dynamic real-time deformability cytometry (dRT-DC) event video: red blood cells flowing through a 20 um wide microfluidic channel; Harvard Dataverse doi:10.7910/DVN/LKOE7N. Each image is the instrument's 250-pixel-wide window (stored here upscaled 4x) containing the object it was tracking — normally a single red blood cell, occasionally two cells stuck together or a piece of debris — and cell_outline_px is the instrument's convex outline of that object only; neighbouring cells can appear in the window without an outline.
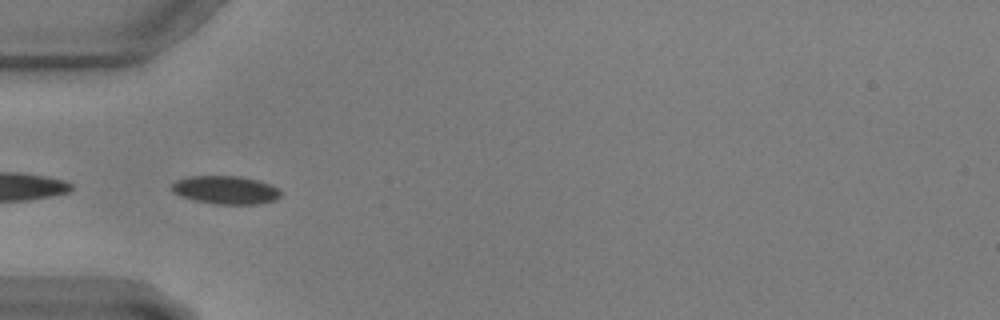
{"species": "common noctule bat (a hibernating species)", "species_latin": "Nyctalus noctula", "temperature_condition": "warm", "stored_images_in_passage": 32, "camera_frame_rate_fps": 3000, "um_per_image_px": 0.085, "animal": {"sex": "male", "body_mass_g": 17.9, "forearm_length_mm": 54.2}, "frame": {"image": 1, "passage_image": 1, "time_ms": 0.0, "image_size_px": [1000, 320], "cell_outline_px": [[280, 196], [276, 200], [256, 204], [212, 204], [180, 196], [172, 192], [172, 184], [176, 180], [188, 176], [240, 176], [260, 180], [272, 184], [280, 192]], "centroid_in_image_um": [19.18, 16.14], "position_along_channel_um": 65.8, "area_um2": 18.03}}
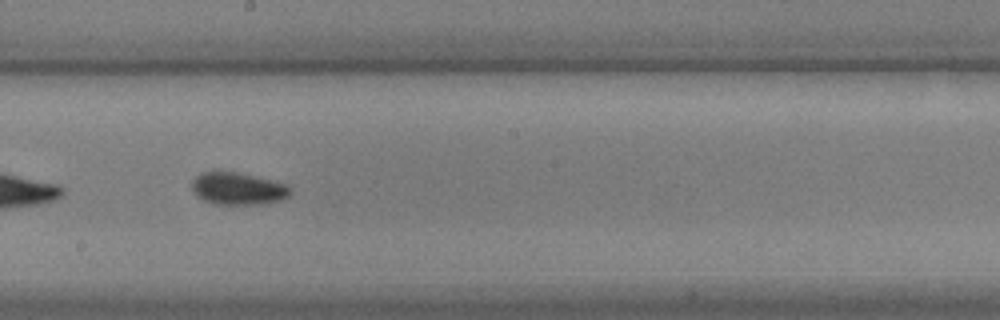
{"frame": {"image": 2, "passage_image": 15, "time_ms": 4.667, "image_size_px": [1000, 320], "cell_outline_px": [[292, 192], [288, 196], [280, 200], [260, 204], [212, 204], [196, 196], [192, 192], [192, 180], [200, 172], [236, 172], [272, 180], [288, 184], [292, 188]], "centroid_in_image_um": [20.22, 16.03], "position_along_channel_um": 228.0, "area_um2": 18.61}}
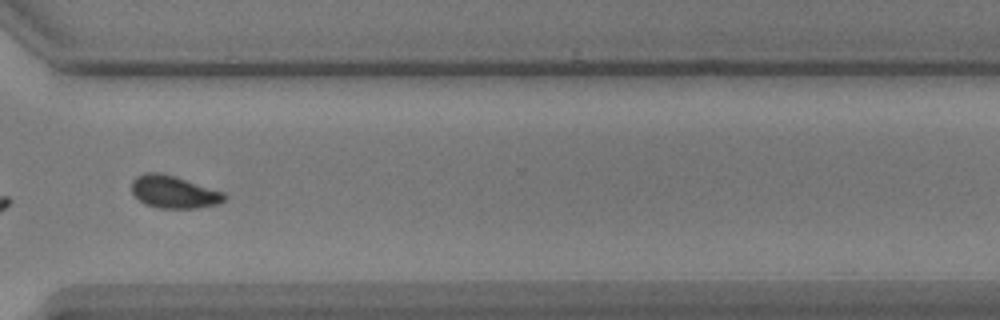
{"frame": {"image": 3, "passage_image": 26, "time_ms": 8.333, "image_size_px": [1000, 320], "cell_outline_px": [[228, 196], [220, 204], [196, 208], [160, 208], [144, 204], [132, 196], [132, 180], [136, 176], [144, 172], [160, 172], [176, 176], [224, 192]], "centroid_in_image_um": [14.76, 16.31], "position_along_channel_um": 355.8, "area_um2": 17.92}}